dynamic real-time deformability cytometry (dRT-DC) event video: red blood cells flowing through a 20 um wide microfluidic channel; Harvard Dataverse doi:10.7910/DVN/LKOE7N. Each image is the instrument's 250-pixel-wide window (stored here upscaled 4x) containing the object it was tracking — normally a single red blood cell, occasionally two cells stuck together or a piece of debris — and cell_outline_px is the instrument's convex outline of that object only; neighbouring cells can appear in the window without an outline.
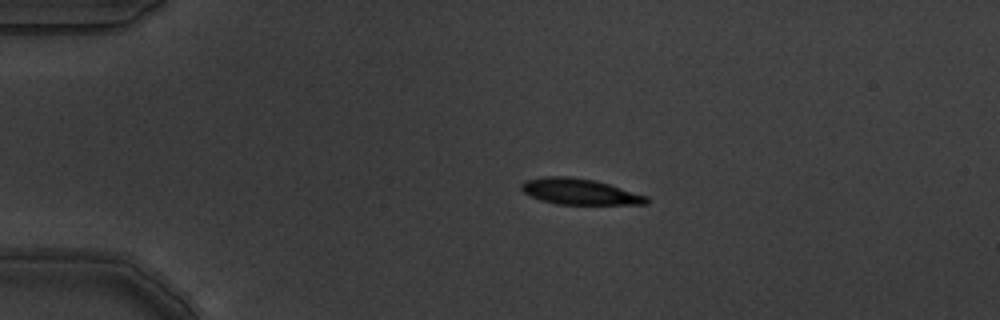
{"species": "common noctule bat (a hibernating species)", "species_latin": "Nyctalus noctula", "temperature_condition": "warm", "stored_images_in_passage": 7, "camera_frame_rate_fps": 3000, "um_per_image_px": 0.085, "animal": {"sex": "male", "body_mass_g": 19.5, "forearm_length_mm": 54.6}, "frame": {"image": 1, "passage_image": 3, "time_ms": 0.667, "image_size_px": [1000, 320], "cell_outline_px": [[648, 204], [556, 204], [540, 200], [524, 192], [520, 188], [520, 184], [524, 180], [540, 176], [572, 176], [596, 180], [648, 196]], "centroid_in_image_um": [49.23, 16.27], "position_along_channel_um": 35.8, "area_um2": 19.07}}
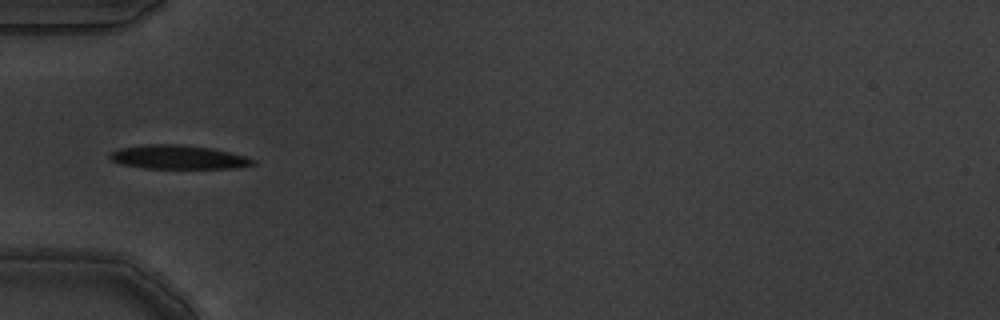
{"frame": {"image": 2, "passage_image": 5, "time_ms": 1.333, "image_size_px": [1000, 320], "cell_outline_px": [[256, 164], [236, 168], [144, 168], [120, 164], [112, 160], [108, 156], [108, 152], [120, 148], [148, 144], [180, 144], [212, 148], [244, 156], [256, 160]], "centroid_in_image_um": [15.12, 13.35], "position_along_channel_um": 69.9, "area_um2": 19.94}}
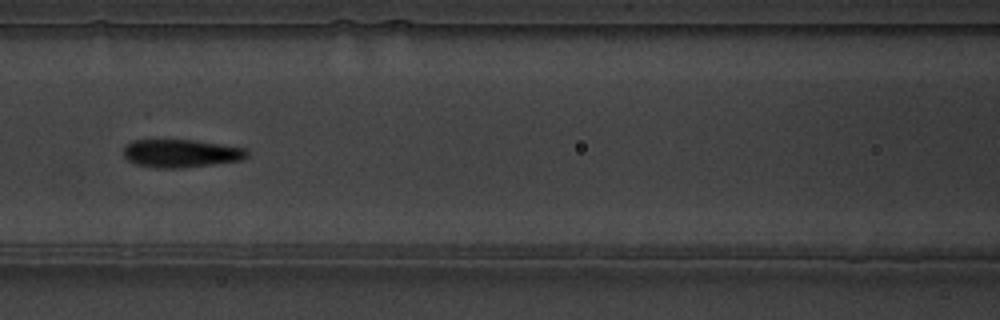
{"frame": {"image": 3, "passage_image": 7, "time_ms": 2.0, "image_size_px": [1000, 320], "cell_outline_px": [[248, 156], [240, 160], [212, 164], [180, 168], [156, 168], [136, 164], [128, 160], [124, 156], [124, 144], [132, 140], [196, 140], [248, 148]], "centroid_in_image_um": [15.38, 13.02], "position_along_channel_um": 151.2, "area_um2": 20.29}}